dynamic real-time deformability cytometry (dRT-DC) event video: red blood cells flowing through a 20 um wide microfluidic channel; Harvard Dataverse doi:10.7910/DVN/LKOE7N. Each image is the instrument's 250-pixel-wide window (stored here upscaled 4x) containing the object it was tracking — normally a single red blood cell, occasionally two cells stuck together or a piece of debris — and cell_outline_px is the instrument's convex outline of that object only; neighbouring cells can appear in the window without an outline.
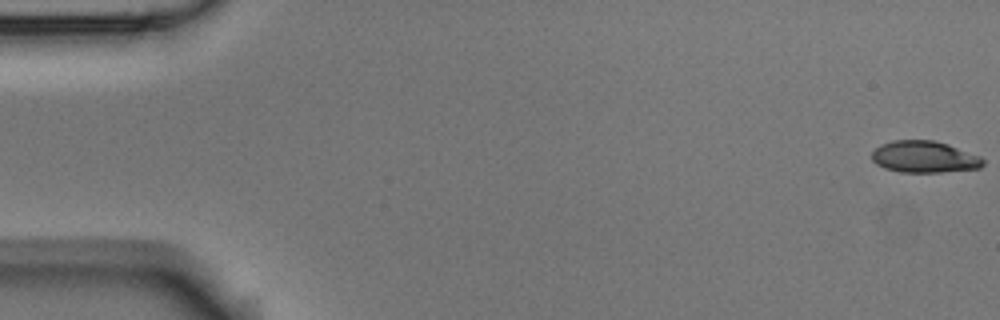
{"species": "Egyptian fruit bat (a non-hibernating species)", "species_latin": "Rousettus aegyptiacus", "temperature_condition": "room temperature", "stored_images_in_passage": 8, "camera_frame_rate_fps": 3000, "um_per_image_px": 0.085, "animal": {"sex": "male"}, "frame": {"image": 1, "passage_image": 1, "time_ms": 0.0, "image_size_px": [1000, 320], "cell_outline_px": [[984, 164], [980, 168], [940, 172], [900, 172], [884, 168], [876, 164], [872, 160], [872, 152], [880, 144], [892, 140], [936, 140], [948, 144], [980, 156], [984, 160]], "centroid_in_image_um": [78.55, 13.33], "position_along_channel_um": 6.4, "area_um2": 20.63}}
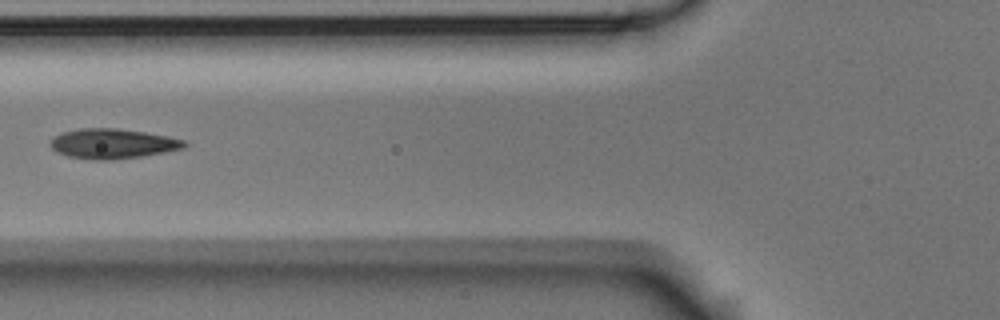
{"frame": {"image": 2, "passage_image": 7, "time_ms": 7.0, "image_size_px": [1000, 320], "cell_outline_px": [[188, 144], [184, 148], [164, 152], [140, 156], [112, 160], [92, 160], [68, 156], [56, 152], [52, 148], [52, 140], [56, 136], [64, 132], [80, 128], [116, 128], [144, 132], [168, 136], [184, 140]], "centroid_in_image_um": [9.59, 12.21], "position_along_channel_um": 116.2, "area_um2": 23.12}}
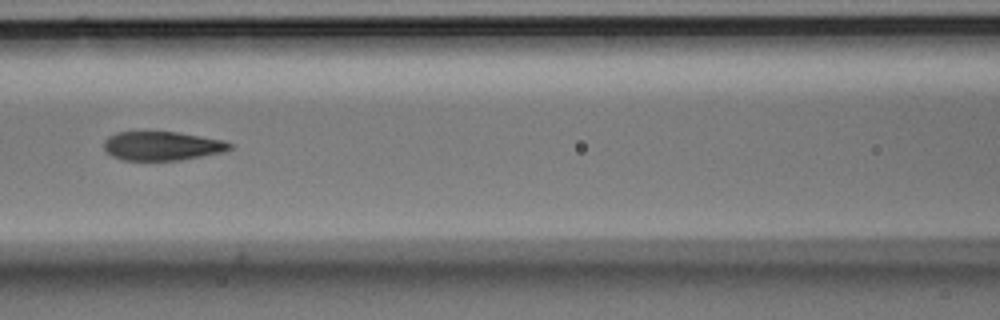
{"frame": {"image": 3, "passage_image": 8, "time_ms": 8.0, "image_size_px": [1000, 320], "cell_outline_px": [[232, 148], [224, 152], [180, 160], [124, 160], [112, 156], [104, 148], [104, 140], [108, 136], [116, 132], [176, 132], [224, 140], [232, 144]], "centroid_in_image_um": [13.78, 12.4], "position_along_channel_um": 152.8, "area_um2": 21.15}}